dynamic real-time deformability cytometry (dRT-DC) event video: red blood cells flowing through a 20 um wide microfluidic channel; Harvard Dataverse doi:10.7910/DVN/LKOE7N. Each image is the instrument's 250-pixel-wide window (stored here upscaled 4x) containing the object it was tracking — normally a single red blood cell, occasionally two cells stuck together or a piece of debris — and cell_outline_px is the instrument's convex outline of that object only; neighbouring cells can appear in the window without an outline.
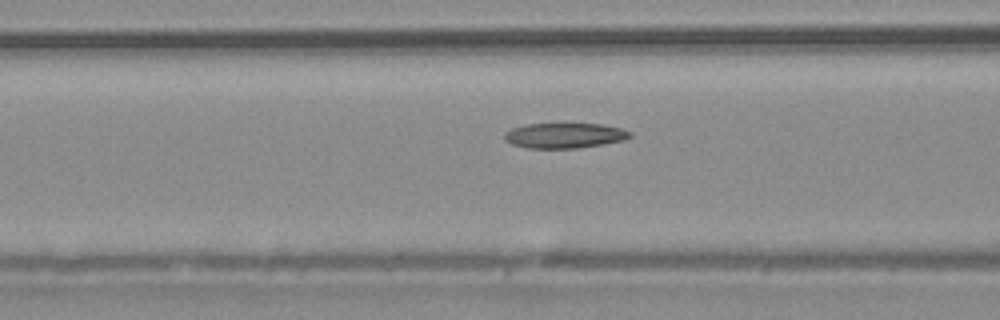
{"species": "common noctule bat (a hibernating species)", "species_latin": "Nyctalus noctula", "temperature_condition": "warm", "stored_images_in_passage": 39, "camera_frame_rate_fps": 3000, "um_per_image_px": 0.085, "animal": {"sex": "male", "body_mass_g": 20.4}, "frame": {"image": 1, "passage_image": 9, "time_ms": 2.667, "image_size_px": [1000, 320], "cell_outline_px": [[632, 136], [624, 140], [604, 144], [576, 148], [528, 148], [512, 144], [504, 140], [504, 132], [512, 128], [528, 124], [568, 120], [600, 124], [620, 128], [632, 132]], "centroid_in_image_um": [47.98, 11.46], "position_along_channel_um": 118.6, "area_um2": 19.42}}
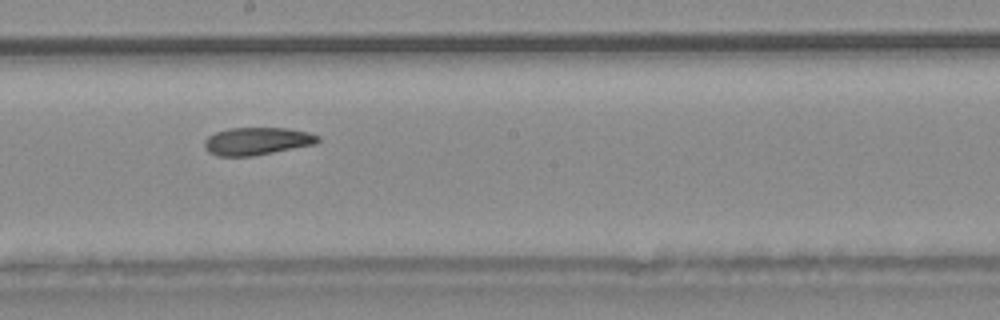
{"frame": {"image": 2, "passage_image": 17, "time_ms": 5.333, "image_size_px": [1000, 320], "cell_outline_px": [[320, 140], [316, 144], [252, 156], [216, 156], [208, 152], [204, 148], [204, 140], [208, 136], [216, 132], [228, 128], [288, 128], [308, 132], [320, 136]], "centroid_in_image_um": [21.83, 12.0], "position_along_channel_um": 226.4, "area_um2": 18.38}}
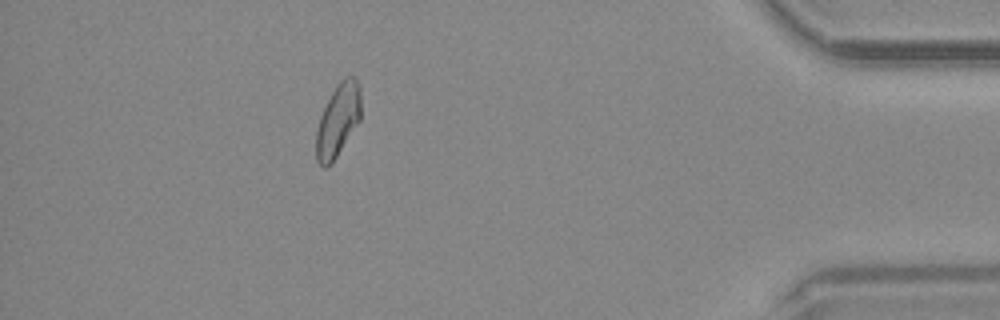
{"frame": {"image": 3, "passage_image": 34, "time_ms": 11.0, "image_size_px": [1000, 320], "cell_outline_px": [[360, 120], [328, 168], [324, 168], [316, 160], [316, 128], [320, 116], [336, 84], [344, 76], [356, 76], [360, 84]], "centroid_in_image_um": [28.72, 10.18], "position_along_channel_um": 406.5, "area_um2": 19.02}}